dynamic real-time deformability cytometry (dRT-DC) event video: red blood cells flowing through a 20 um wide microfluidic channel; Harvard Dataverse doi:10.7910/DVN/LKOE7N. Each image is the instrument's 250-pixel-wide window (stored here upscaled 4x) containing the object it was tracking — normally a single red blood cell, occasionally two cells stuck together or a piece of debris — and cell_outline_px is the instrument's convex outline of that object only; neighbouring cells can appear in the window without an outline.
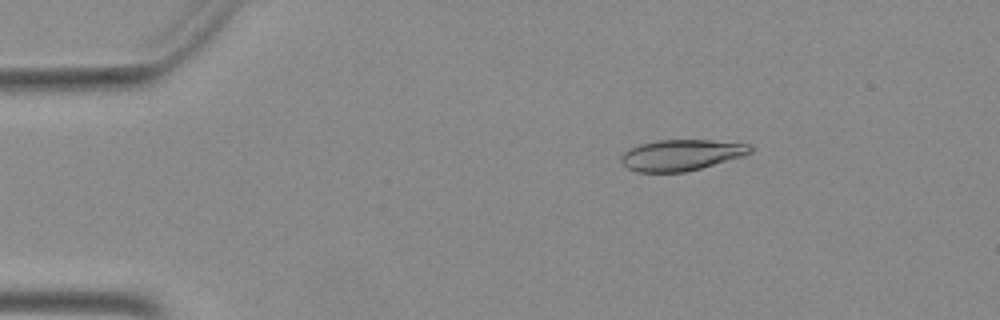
{"species": "Egyptian fruit bat (a non-hibernating species)", "species_latin": "Rousettus aegyptiacus", "temperature_condition": "warm", "stored_images_in_passage": 45, "camera_frame_rate_fps": 3000, "um_per_image_px": 0.085, "animal": {"sex": "female"}, "frame": {"image": 1, "passage_image": 3, "time_ms": 0.667, "image_size_px": [1000, 320], "cell_outline_px": [[752, 152], [744, 156], [700, 168], [684, 172], [636, 172], [628, 168], [620, 160], [620, 156], [624, 152], [640, 144], [656, 140], [712, 140], [748, 144], [752, 148]], "centroid_in_image_um": [57.91, 13.18], "position_along_channel_um": 27.1, "area_um2": 23.24}}
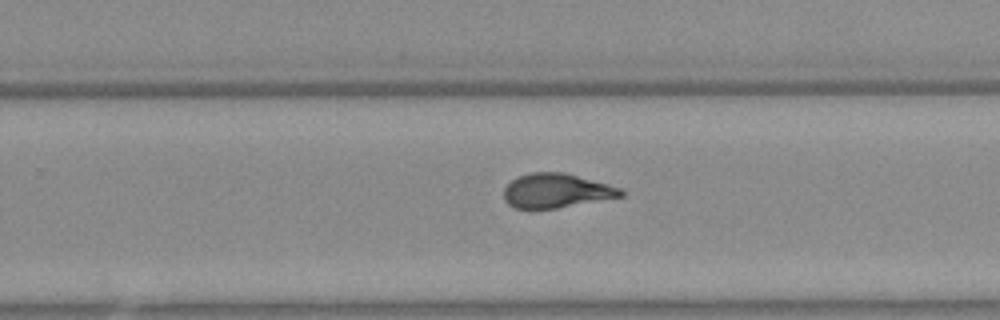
{"frame": {"image": 2, "passage_image": 27, "time_ms": 8.667, "image_size_px": [1000, 320], "cell_outline_px": [[624, 196], [556, 208], [516, 208], [508, 204], [504, 200], [504, 188], [512, 180], [520, 176], [532, 172], [564, 172], [608, 184], [620, 188], [624, 192]], "centroid_in_image_um": [47.29, 16.21], "position_along_channel_um": 282.5, "area_um2": 23.12}}
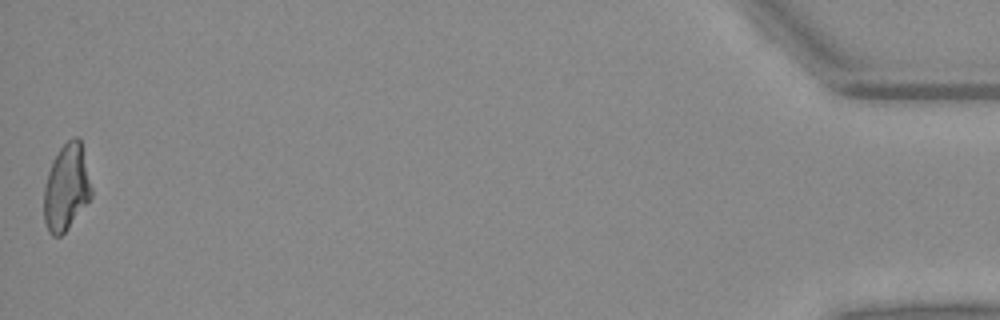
{"frame": {"image": 3, "passage_image": 45, "time_ms": 14.667, "image_size_px": [1000, 320], "cell_outline_px": [[92, 196], [68, 228], [60, 236], [52, 236], [48, 232], [44, 220], [44, 188], [48, 172], [52, 160], [60, 148], [72, 136], [80, 136], [92, 188]], "centroid_in_image_um": [5.64, 15.91], "position_along_channel_um": 429.6, "area_um2": 23.99}}